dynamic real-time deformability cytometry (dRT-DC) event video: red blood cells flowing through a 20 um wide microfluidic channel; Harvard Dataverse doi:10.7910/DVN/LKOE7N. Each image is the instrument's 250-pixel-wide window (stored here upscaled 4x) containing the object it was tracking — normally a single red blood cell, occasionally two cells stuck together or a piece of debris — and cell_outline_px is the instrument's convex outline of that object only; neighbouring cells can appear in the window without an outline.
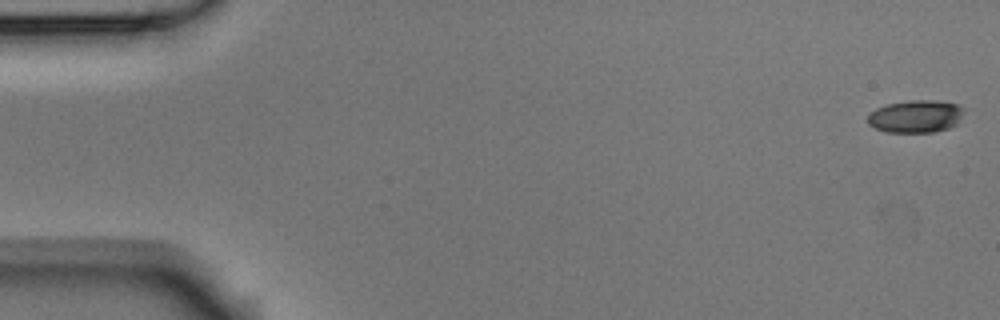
{"species": "Egyptian fruit bat (a non-hibernating species)", "species_latin": "Rousettus aegyptiacus", "temperature_condition": "room temperature", "stored_images_in_passage": 4, "camera_frame_rate_fps": 3000, "um_per_image_px": 0.085, "animal": {"sex": "male"}, "frame": {"image": 1, "passage_image": 1, "time_ms": 0.0, "image_size_px": [1000, 320], "cell_outline_px": [[964, 108], [960, 120], [956, 124], [948, 128], [932, 132], [884, 132], [868, 124], [868, 112], [876, 108], [888, 104], [908, 100], [932, 100], [960, 104]], "centroid_in_image_um": [77.83, 9.88], "position_along_channel_um": 7.2, "area_um2": 18.38}}